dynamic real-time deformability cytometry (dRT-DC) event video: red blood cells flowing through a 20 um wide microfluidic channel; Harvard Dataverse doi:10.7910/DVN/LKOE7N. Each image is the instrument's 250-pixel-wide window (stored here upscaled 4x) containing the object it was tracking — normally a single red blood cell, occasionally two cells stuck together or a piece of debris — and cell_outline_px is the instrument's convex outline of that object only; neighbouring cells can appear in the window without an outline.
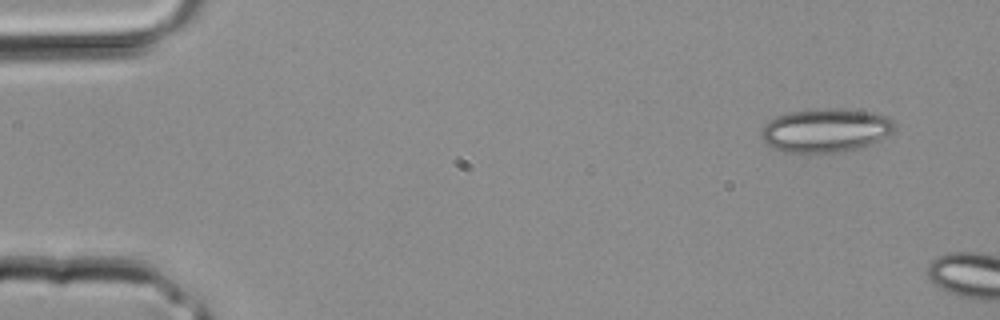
{"species": "common noctule bat (a hibernating species)", "species_latin": "Nyctalus noctula", "temperature_condition": "room temperature", "stored_images_in_passage": 2, "camera_frame_rate_fps": 3000, "um_per_image_px": 0.085, "animal": {"sex": "male", "body_mass_g": 20.4}, "frame": {"image": 1, "passage_image": 1, "time_ms": 0.0, "image_size_px": [1000, 320], "cell_outline_px": [[896, 124], [892, 132], [876, 144], [864, 148], [836, 152], [784, 152], [768, 144], [760, 136], [760, 132], [764, 124], [768, 120], [776, 116], [788, 112], [824, 108], [832, 108], [872, 112], [888, 116]], "centroid_in_image_um": [70.22, 11.08], "position_along_channel_um": 14.8, "area_um2": 34.28}}